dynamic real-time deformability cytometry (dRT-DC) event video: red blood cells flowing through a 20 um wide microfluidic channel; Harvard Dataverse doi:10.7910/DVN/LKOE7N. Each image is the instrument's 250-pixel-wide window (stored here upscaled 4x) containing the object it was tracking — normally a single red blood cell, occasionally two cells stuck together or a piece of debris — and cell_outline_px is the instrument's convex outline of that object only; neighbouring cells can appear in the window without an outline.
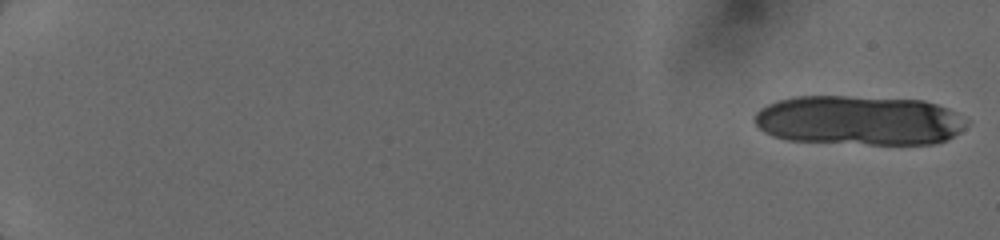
{"species": "human", "species_latin": "Homo sapiens", "temperature_condition": "cold", "stored_images_in_passage": 8, "camera_frame_rate_fps": 3000, "um_per_image_px": 0.085, "donor": {"sex": "female"}, "frame": {"image": 1, "passage_image": 1, "time_ms": 0.0, "image_size_px": [1000, 240], "cell_outline_px": [[968, 124], [960, 132], [944, 140], [932, 144], [868, 144], [788, 140], [772, 136], [764, 132], [756, 124], [752, 116], [760, 108], [776, 100], [792, 96], [848, 96], [924, 100], [948, 108], [968, 120]], "centroid_in_image_um": [73.0, 10.22], "position_along_channel_um": 12.0, "area_um2": 61.67}}
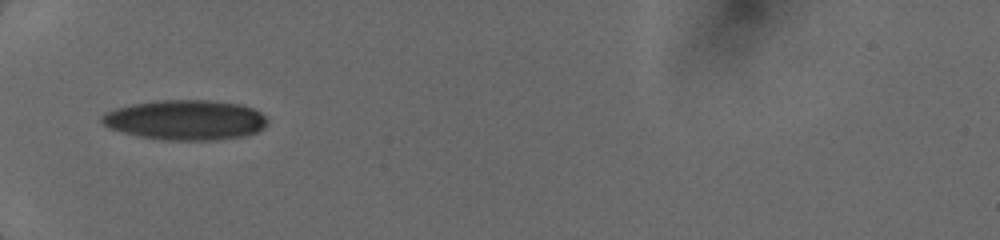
{"frame": {"image": 2, "passage_image": 7, "time_ms": 6.667, "image_size_px": [1000, 240], "cell_outline_px": [[268, 124], [264, 128], [248, 136], [216, 140], [164, 140], [140, 136], [108, 128], [100, 120], [100, 116], [104, 112], [116, 108], [132, 104], [160, 100], [212, 100], [240, 104], [252, 108], [260, 112], [268, 120]], "centroid_in_image_um": [15.79, 10.2], "position_along_channel_um": 69.2, "area_um2": 38.84}}